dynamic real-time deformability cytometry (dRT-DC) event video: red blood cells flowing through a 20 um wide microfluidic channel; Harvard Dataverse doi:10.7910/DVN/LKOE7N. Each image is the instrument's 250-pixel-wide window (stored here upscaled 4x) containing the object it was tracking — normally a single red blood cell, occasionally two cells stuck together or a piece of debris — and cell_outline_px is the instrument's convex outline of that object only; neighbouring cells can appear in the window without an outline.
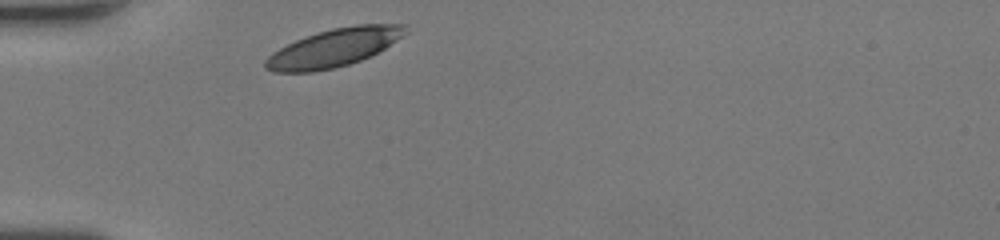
{"species": "human", "species_latin": "Homo sapiens", "temperature_condition": "room temperature", "stored_images_in_passage": 26, "camera_frame_rate_fps": 3000, "um_per_image_px": 0.085, "donor": {"sex": "female"}, "frame": {"image": 1, "passage_image": 1, "time_ms": 0.0, "image_size_px": [1000, 240], "cell_outline_px": [[408, 32], [384, 48], [360, 60], [348, 64], [332, 68], [312, 72], [272, 72], [264, 68], [264, 60], [272, 52], [296, 40], [332, 28], [356, 24], [408, 24]], "centroid_in_image_um": [28.37, 4.05], "position_along_channel_um": 56.6, "area_um2": 30.69}}
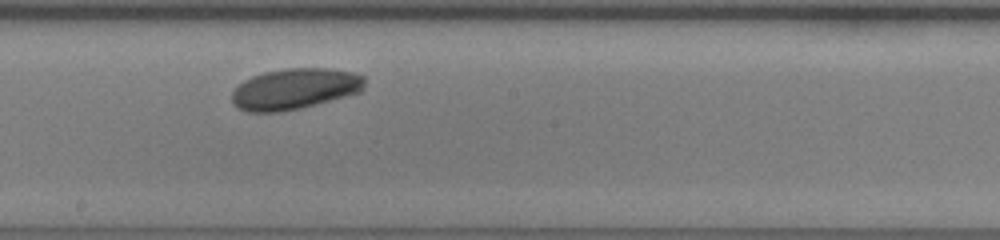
{"frame": {"image": 2, "passage_image": 14, "time_ms": 4.333, "image_size_px": [1000, 240], "cell_outline_px": [[364, 88], [360, 92], [300, 108], [280, 112], [248, 112], [236, 108], [232, 100], [232, 92], [244, 80], [252, 76], [264, 72], [284, 68], [324, 68], [352, 72], [364, 76]], "centroid_in_image_um": [25.03, 7.55], "position_along_channel_um": 223.2, "area_um2": 31.56}}
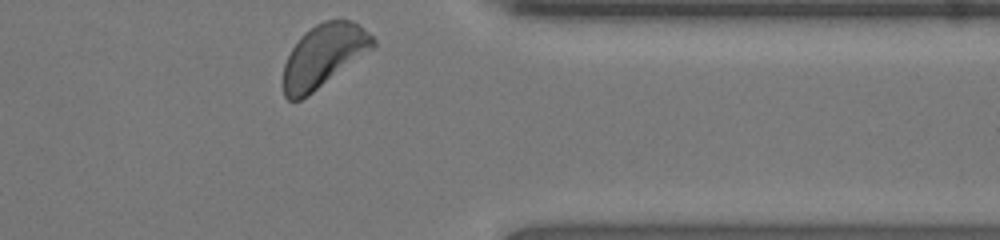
{"frame": {"image": 3, "passage_image": 26, "time_ms": 8.333, "image_size_px": [1000, 240], "cell_outline_px": [[376, 44], [372, 48], [308, 96], [300, 100], [288, 100], [284, 96], [284, 64], [292, 48], [300, 36], [304, 32], [316, 24], [324, 20], [352, 20], [364, 28], [376, 40]], "centroid_in_image_um": [27.49, 4.73], "position_along_channel_um": 383.9, "area_um2": 32.37}, "authors_computed_cell_mechanics": {"area_um2": 31.3276, "velocity_mm_per_s": 4.1775, "shape_relaxation_time_tau1_ms": 7.4897, "shape_relaxation_time_tau2_ms": null, "deformation_change_tau1": 0.2171, "deformation_change_tau2": null}}